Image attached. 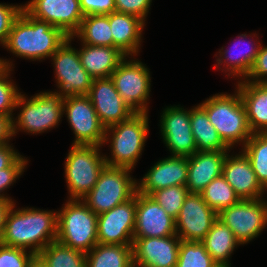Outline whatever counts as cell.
Here are the masks:
<instances>
[{
    "instance_id": "1",
    "label": "cell",
    "mask_w": 267,
    "mask_h": 267,
    "mask_svg": "<svg viewBox=\"0 0 267 267\" xmlns=\"http://www.w3.org/2000/svg\"><path fill=\"white\" fill-rule=\"evenodd\" d=\"M9 210L0 244L22 248L38 255L57 239V212L35 208ZM14 209V210H13Z\"/></svg>"
},
{
    "instance_id": "2",
    "label": "cell",
    "mask_w": 267,
    "mask_h": 267,
    "mask_svg": "<svg viewBox=\"0 0 267 267\" xmlns=\"http://www.w3.org/2000/svg\"><path fill=\"white\" fill-rule=\"evenodd\" d=\"M68 39L59 28L37 20L24 9L14 21L3 47L17 57L32 61L51 57Z\"/></svg>"
},
{
    "instance_id": "3",
    "label": "cell",
    "mask_w": 267,
    "mask_h": 267,
    "mask_svg": "<svg viewBox=\"0 0 267 267\" xmlns=\"http://www.w3.org/2000/svg\"><path fill=\"white\" fill-rule=\"evenodd\" d=\"M231 94H215L199 104L207 113L223 142L231 149L234 144H244L250 139L251 131L246 108L238 90Z\"/></svg>"
},
{
    "instance_id": "4",
    "label": "cell",
    "mask_w": 267,
    "mask_h": 267,
    "mask_svg": "<svg viewBox=\"0 0 267 267\" xmlns=\"http://www.w3.org/2000/svg\"><path fill=\"white\" fill-rule=\"evenodd\" d=\"M148 120V113H134L128 120L105 128L103 144L111 140L112 155H104L107 166L134 168L145 146Z\"/></svg>"
},
{
    "instance_id": "5",
    "label": "cell",
    "mask_w": 267,
    "mask_h": 267,
    "mask_svg": "<svg viewBox=\"0 0 267 267\" xmlns=\"http://www.w3.org/2000/svg\"><path fill=\"white\" fill-rule=\"evenodd\" d=\"M62 208L57 211L56 240L88 253L98 243L97 214L80 199H69Z\"/></svg>"
},
{
    "instance_id": "6",
    "label": "cell",
    "mask_w": 267,
    "mask_h": 267,
    "mask_svg": "<svg viewBox=\"0 0 267 267\" xmlns=\"http://www.w3.org/2000/svg\"><path fill=\"white\" fill-rule=\"evenodd\" d=\"M26 98L21 94L17 100L16 108H22L15 120L12 119L13 136L18 130L38 134L58 125L63 116L64 99L56 91L40 92Z\"/></svg>"
},
{
    "instance_id": "7",
    "label": "cell",
    "mask_w": 267,
    "mask_h": 267,
    "mask_svg": "<svg viewBox=\"0 0 267 267\" xmlns=\"http://www.w3.org/2000/svg\"><path fill=\"white\" fill-rule=\"evenodd\" d=\"M131 171L124 167L106 165L95 186L81 200L97 215L125 203L137 192L138 181L131 177Z\"/></svg>"
},
{
    "instance_id": "8",
    "label": "cell",
    "mask_w": 267,
    "mask_h": 267,
    "mask_svg": "<svg viewBox=\"0 0 267 267\" xmlns=\"http://www.w3.org/2000/svg\"><path fill=\"white\" fill-rule=\"evenodd\" d=\"M101 146L73 145L65 161V179L70 194L69 199H82L98 181L106 166L100 155Z\"/></svg>"
},
{
    "instance_id": "9",
    "label": "cell",
    "mask_w": 267,
    "mask_h": 267,
    "mask_svg": "<svg viewBox=\"0 0 267 267\" xmlns=\"http://www.w3.org/2000/svg\"><path fill=\"white\" fill-rule=\"evenodd\" d=\"M218 219L231 229L241 245L249 243L267 226V201L264 198L241 199L222 209Z\"/></svg>"
},
{
    "instance_id": "10",
    "label": "cell",
    "mask_w": 267,
    "mask_h": 267,
    "mask_svg": "<svg viewBox=\"0 0 267 267\" xmlns=\"http://www.w3.org/2000/svg\"><path fill=\"white\" fill-rule=\"evenodd\" d=\"M125 57L111 74L115 88L123 101L135 113H148L151 77L148 68L139 60Z\"/></svg>"
},
{
    "instance_id": "11",
    "label": "cell",
    "mask_w": 267,
    "mask_h": 267,
    "mask_svg": "<svg viewBox=\"0 0 267 267\" xmlns=\"http://www.w3.org/2000/svg\"><path fill=\"white\" fill-rule=\"evenodd\" d=\"M75 36H70L51 56L54 62L56 82L59 92L64 99L77 95H88L93 78L81 64L78 50L71 47Z\"/></svg>"
},
{
    "instance_id": "12",
    "label": "cell",
    "mask_w": 267,
    "mask_h": 267,
    "mask_svg": "<svg viewBox=\"0 0 267 267\" xmlns=\"http://www.w3.org/2000/svg\"><path fill=\"white\" fill-rule=\"evenodd\" d=\"M63 114L67 115L75 134L73 145L103 146L105 127L101 124L88 95L64 98Z\"/></svg>"
},
{
    "instance_id": "13",
    "label": "cell",
    "mask_w": 267,
    "mask_h": 267,
    "mask_svg": "<svg viewBox=\"0 0 267 267\" xmlns=\"http://www.w3.org/2000/svg\"><path fill=\"white\" fill-rule=\"evenodd\" d=\"M218 219V213L201 193H189L175 219L176 235L183 241L201 242Z\"/></svg>"
},
{
    "instance_id": "14",
    "label": "cell",
    "mask_w": 267,
    "mask_h": 267,
    "mask_svg": "<svg viewBox=\"0 0 267 267\" xmlns=\"http://www.w3.org/2000/svg\"><path fill=\"white\" fill-rule=\"evenodd\" d=\"M136 194L125 203L97 215L98 243L133 245Z\"/></svg>"
},
{
    "instance_id": "15",
    "label": "cell",
    "mask_w": 267,
    "mask_h": 267,
    "mask_svg": "<svg viewBox=\"0 0 267 267\" xmlns=\"http://www.w3.org/2000/svg\"><path fill=\"white\" fill-rule=\"evenodd\" d=\"M23 9L33 18L61 29L68 37L78 31L84 17L80 0H31Z\"/></svg>"
},
{
    "instance_id": "16",
    "label": "cell",
    "mask_w": 267,
    "mask_h": 267,
    "mask_svg": "<svg viewBox=\"0 0 267 267\" xmlns=\"http://www.w3.org/2000/svg\"><path fill=\"white\" fill-rule=\"evenodd\" d=\"M163 142L172 156H192L197 147L192 134L190 110L170 106L163 110L160 120Z\"/></svg>"
},
{
    "instance_id": "17",
    "label": "cell",
    "mask_w": 267,
    "mask_h": 267,
    "mask_svg": "<svg viewBox=\"0 0 267 267\" xmlns=\"http://www.w3.org/2000/svg\"><path fill=\"white\" fill-rule=\"evenodd\" d=\"M88 96L105 128L126 121L135 113L123 101L110 77L93 79Z\"/></svg>"
},
{
    "instance_id": "18",
    "label": "cell",
    "mask_w": 267,
    "mask_h": 267,
    "mask_svg": "<svg viewBox=\"0 0 267 267\" xmlns=\"http://www.w3.org/2000/svg\"><path fill=\"white\" fill-rule=\"evenodd\" d=\"M180 241L177 235L133 238V264L138 267H176Z\"/></svg>"
},
{
    "instance_id": "19",
    "label": "cell",
    "mask_w": 267,
    "mask_h": 267,
    "mask_svg": "<svg viewBox=\"0 0 267 267\" xmlns=\"http://www.w3.org/2000/svg\"><path fill=\"white\" fill-rule=\"evenodd\" d=\"M176 235L175 219L149 195L136 192V216L133 238Z\"/></svg>"
},
{
    "instance_id": "20",
    "label": "cell",
    "mask_w": 267,
    "mask_h": 267,
    "mask_svg": "<svg viewBox=\"0 0 267 267\" xmlns=\"http://www.w3.org/2000/svg\"><path fill=\"white\" fill-rule=\"evenodd\" d=\"M188 157L170 156L156 162L149 169L141 182L137 183V192L151 195L154 191L170 186H186Z\"/></svg>"
},
{
    "instance_id": "21",
    "label": "cell",
    "mask_w": 267,
    "mask_h": 267,
    "mask_svg": "<svg viewBox=\"0 0 267 267\" xmlns=\"http://www.w3.org/2000/svg\"><path fill=\"white\" fill-rule=\"evenodd\" d=\"M222 176L240 199H260L265 192L256 178L249 159L242 151L235 156L226 155Z\"/></svg>"
},
{
    "instance_id": "22",
    "label": "cell",
    "mask_w": 267,
    "mask_h": 267,
    "mask_svg": "<svg viewBox=\"0 0 267 267\" xmlns=\"http://www.w3.org/2000/svg\"><path fill=\"white\" fill-rule=\"evenodd\" d=\"M228 151H197L188 156L186 187L189 193H201L213 179L222 175Z\"/></svg>"
},
{
    "instance_id": "23",
    "label": "cell",
    "mask_w": 267,
    "mask_h": 267,
    "mask_svg": "<svg viewBox=\"0 0 267 267\" xmlns=\"http://www.w3.org/2000/svg\"><path fill=\"white\" fill-rule=\"evenodd\" d=\"M106 15L112 30L113 48H118L127 57L136 56L145 22L135 15L117 11Z\"/></svg>"
},
{
    "instance_id": "24",
    "label": "cell",
    "mask_w": 267,
    "mask_h": 267,
    "mask_svg": "<svg viewBox=\"0 0 267 267\" xmlns=\"http://www.w3.org/2000/svg\"><path fill=\"white\" fill-rule=\"evenodd\" d=\"M236 86L253 133H267V83L239 81Z\"/></svg>"
},
{
    "instance_id": "25",
    "label": "cell",
    "mask_w": 267,
    "mask_h": 267,
    "mask_svg": "<svg viewBox=\"0 0 267 267\" xmlns=\"http://www.w3.org/2000/svg\"><path fill=\"white\" fill-rule=\"evenodd\" d=\"M78 51L81 64L93 79L108 78L127 57L118 48L92 46L82 43Z\"/></svg>"
},
{
    "instance_id": "26",
    "label": "cell",
    "mask_w": 267,
    "mask_h": 267,
    "mask_svg": "<svg viewBox=\"0 0 267 267\" xmlns=\"http://www.w3.org/2000/svg\"><path fill=\"white\" fill-rule=\"evenodd\" d=\"M246 38H247L246 33L241 34L240 36L238 35L239 43L236 42L235 40L236 43H234L235 45L233 46V50L235 51L232 50L231 52L230 49L224 50V48L222 47L220 51L218 52L220 53L219 54L220 57L216 59V61L218 62V66L224 63V65L222 66L224 67L223 70L225 72L229 71L227 76L233 75L234 77L236 76V77H240L241 79H243L244 77L246 78L248 73L250 72V69L255 61V58L257 57L259 50L261 48V43L260 41H256L255 44L253 42H250V44L252 43L250 46L248 44L245 50L244 49L240 50L242 49V47L240 49L238 47L241 46L240 44L243 41H246ZM247 43H249V41H247ZM237 48L239 50H237Z\"/></svg>"
},
{
    "instance_id": "27",
    "label": "cell",
    "mask_w": 267,
    "mask_h": 267,
    "mask_svg": "<svg viewBox=\"0 0 267 267\" xmlns=\"http://www.w3.org/2000/svg\"><path fill=\"white\" fill-rule=\"evenodd\" d=\"M212 259L223 267H231L229 257L237 245H241L231 229L217 219L201 241Z\"/></svg>"
},
{
    "instance_id": "28",
    "label": "cell",
    "mask_w": 267,
    "mask_h": 267,
    "mask_svg": "<svg viewBox=\"0 0 267 267\" xmlns=\"http://www.w3.org/2000/svg\"><path fill=\"white\" fill-rule=\"evenodd\" d=\"M190 123L197 151L230 150L200 105L190 110Z\"/></svg>"
},
{
    "instance_id": "29",
    "label": "cell",
    "mask_w": 267,
    "mask_h": 267,
    "mask_svg": "<svg viewBox=\"0 0 267 267\" xmlns=\"http://www.w3.org/2000/svg\"><path fill=\"white\" fill-rule=\"evenodd\" d=\"M132 245L97 243L86 253V267H132Z\"/></svg>"
},
{
    "instance_id": "30",
    "label": "cell",
    "mask_w": 267,
    "mask_h": 267,
    "mask_svg": "<svg viewBox=\"0 0 267 267\" xmlns=\"http://www.w3.org/2000/svg\"><path fill=\"white\" fill-rule=\"evenodd\" d=\"M74 36L81 39L83 44L113 47V35L107 15L84 16Z\"/></svg>"
},
{
    "instance_id": "31",
    "label": "cell",
    "mask_w": 267,
    "mask_h": 267,
    "mask_svg": "<svg viewBox=\"0 0 267 267\" xmlns=\"http://www.w3.org/2000/svg\"><path fill=\"white\" fill-rule=\"evenodd\" d=\"M38 255L47 267H86V253L57 240L49 243Z\"/></svg>"
},
{
    "instance_id": "32",
    "label": "cell",
    "mask_w": 267,
    "mask_h": 267,
    "mask_svg": "<svg viewBox=\"0 0 267 267\" xmlns=\"http://www.w3.org/2000/svg\"><path fill=\"white\" fill-rule=\"evenodd\" d=\"M242 152L249 159L256 178L267 189V133H253L242 146Z\"/></svg>"
},
{
    "instance_id": "33",
    "label": "cell",
    "mask_w": 267,
    "mask_h": 267,
    "mask_svg": "<svg viewBox=\"0 0 267 267\" xmlns=\"http://www.w3.org/2000/svg\"><path fill=\"white\" fill-rule=\"evenodd\" d=\"M201 195L206 204L217 213L241 200L222 175L213 179Z\"/></svg>"
},
{
    "instance_id": "34",
    "label": "cell",
    "mask_w": 267,
    "mask_h": 267,
    "mask_svg": "<svg viewBox=\"0 0 267 267\" xmlns=\"http://www.w3.org/2000/svg\"><path fill=\"white\" fill-rule=\"evenodd\" d=\"M11 61L0 58V115L13 117V110L21 95L16 84L9 78L12 71ZM10 79V80H8Z\"/></svg>"
},
{
    "instance_id": "35",
    "label": "cell",
    "mask_w": 267,
    "mask_h": 267,
    "mask_svg": "<svg viewBox=\"0 0 267 267\" xmlns=\"http://www.w3.org/2000/svg\"><path fill=\"white\" fill-rule=\"evenodd\" d=\"M202 242L180 241L176 267H218Z\"/></svg>"
},
{
    "instance_id": "36",
    "label": "cell",
    "mask_w": 267,
    "mask_h": 267,
    "mask_svg": "<svg viewBox=\"0 0 267 267\" xmlns=\"http://www.w3.org/2000/svg\"><path fill=\"white\" fill-rule=\"evenodd\" d=\"M189 191L186 186H170L154 191L150 196L172 218L176 219Z\"/></svg>"
},
{
    "instance_id": "37",
    "label": "cell",
    "mask_w": 267,
    "mask_h": 267,
    "mask_svg": "<svg viewBox=\"0 0 267 267\" xmlns=\"http://www.w3.org/2000/svg\"><path fill=\"white\" fill-rule=\"evenodd\" d=\"M34 256L31 251L0 244V267H27Z\"/></svg>"
},
{
    "instance_id": "38",
    "label": "cell",
    "mask_w": 267,
    "mask_h": 267,
    "mask_svg": "<svg viewBox=\"0 0 267 267\" xmlns=\"http://www.w3.org/2000/svg\"><path fill=\"white\" fill-rule=\"evenodd\" d=\"M28 160L20 156L10 167L0 170V199H12L5 194H1L4 190L8 189L19 176L24 172Z\"/></svg>"
},
{
    "instance_id": "39",
    "label": "cell",
    "mask_w": 267,
    "mask_h": 267,
    "mask_svg": "<svg viewBox=\"0 0 267 267\" xmlns=\"http://www.w3.org/2000/svg\"><path fill=\"white\" fill-rule=\"evenodd\" d=\"M23 6L0 3V44L5 45L14 21L21 14Z\"/></svg>"
},
{
    "instance_id": "40",
    "label": "cell",
    "mask_w": 267,
    "mask_h": 267,
    "mask_svg": "<svg viewBox=\"0 0 267 267\" xmlns=\"http://www.w3.org/2000/svg\"><path fill=\"white\" fill-rule=\"evenodd\" d=\"M152 0H115L117 12L135 15L146 21Z\"/></svg>"
},
{
    "instance_id": "41",
    "label": "cell",
    "mask_w": 267,
    "mask_h": 267,
    "mask_svg": "<svg viewBox=\"0 0 267 267\" xmlns=\"http://www.w3.org/2000/svg\"><path fill=\"white\" fill-rule=\"evenodd\" d=\"M244 81L252 83H267V46H262Z\"/></svg>"
},
{
    "instance_id": "42",
    "label": "cell",
    "mask_w": 267,
    "mask_h": 267,
    "mask_svg": "<svg viewBox=\"0 0 267 267\" xmlns=\"http://www.w3.org/2000/svg\"><path fill=\"white\" fill-rule=\"evenodd\" d=\"M84 16L106 15L116 11L115 0H80Z\"/></svg>"
},
{
    "instance_id": "43",
    "label": "cell",
    "mask_w": 267,
    "mask_h": 267,
    "mask_svg": "<svg viewBox=\"0 0 267 267\" xmlns=\"http://www.w3.org/2000/svg\"><path fill=\"white\" fill-rule=\"evenodd\" d=\"M20 156L9 143L0 145V170L10 167Z\"/></svg>"
},
{
    "instance_id": "44",
    "label": "cell",
    "mask_w": 267,
    "mask_h": 267,
    "mask_svg": "<svg viewBox=\"0 0 267 267\" xmlns=\"http://www.w3.org/2000/svg\"><path fill=\"white\" fill-rule=\"evenodd\" d=\"M11 137H13L12 118L0 115V145L9 143Z\"/></svg>"
},
{
    "instance_id": "45",
    "label": "cell",
    "mask_w": 267,
    "mask_h": 267,
    "mask_svg": "<svg viewBox=\"0 0 267 267\" xmlns=\"http://www.w3.org/2000/svg\"><path fill=\"white\" fill-rule=\"evenodd\" d=\"M13 205L14 201L9 199H0V240L2 239L4 233L7 214Z\"/></svg>"
},
{
    "instance_id": "46",
    "label": "cell",
    "mask_w": 267,
    "mask_h": 267,
    "mask_svg": "<svg viewBox=\"0 0 267 267\" xmlns=\"http://www.w3.org/2000/svg\"><path fill=\"white\" fill-rule=\"evenodd\" d=\"M27 267H47V265L44 263V261L40 258L39 255H35L28 263Z\"/></svg>"
}]
</instances>
